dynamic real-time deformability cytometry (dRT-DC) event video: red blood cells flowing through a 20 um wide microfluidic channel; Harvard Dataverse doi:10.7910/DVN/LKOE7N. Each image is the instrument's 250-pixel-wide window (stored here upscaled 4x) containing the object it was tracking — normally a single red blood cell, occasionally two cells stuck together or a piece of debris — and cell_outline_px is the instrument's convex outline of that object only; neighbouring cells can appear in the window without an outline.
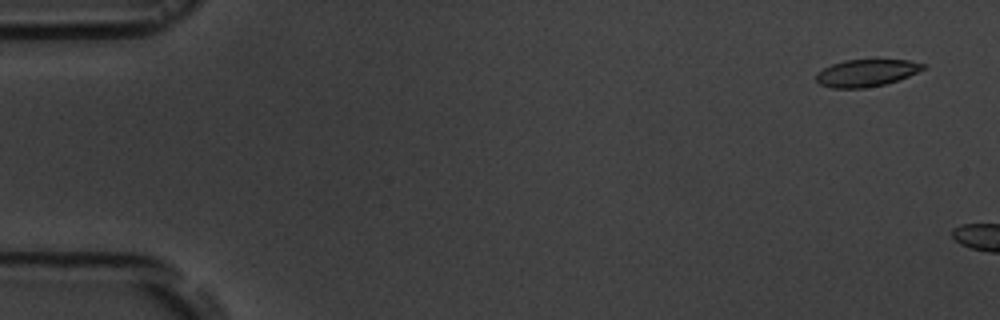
{"species": "common noctule bat (a hibernating species)", "species_latin": "Nyctalus noctula", "temperature_condition": "room temperature", "stored_images_in_passage": 3, "camera_frame_rate_fps": 3000, "um_per_image_px": 0.085, "animal": {"sex": "male", "body_mass_g": 19.5, "forearm_length_mm": 54.6}, "frame": {"image": 1, "passage_image": 1, "time_ms": 0.0, "image_size_px": [1000, 320], "cell_outline_px": [[924, 68], [908, 76], [884, 84], [864, 88], [832, 88], [820, 84], [816, 80], [816, 72], [832, 64], [844, 60], [908, 60], [924, 64]], "centroid_in_image_um": [73.58, 6.2], "position_along_channel_um": 11.4, "area_um2": 16.65}}